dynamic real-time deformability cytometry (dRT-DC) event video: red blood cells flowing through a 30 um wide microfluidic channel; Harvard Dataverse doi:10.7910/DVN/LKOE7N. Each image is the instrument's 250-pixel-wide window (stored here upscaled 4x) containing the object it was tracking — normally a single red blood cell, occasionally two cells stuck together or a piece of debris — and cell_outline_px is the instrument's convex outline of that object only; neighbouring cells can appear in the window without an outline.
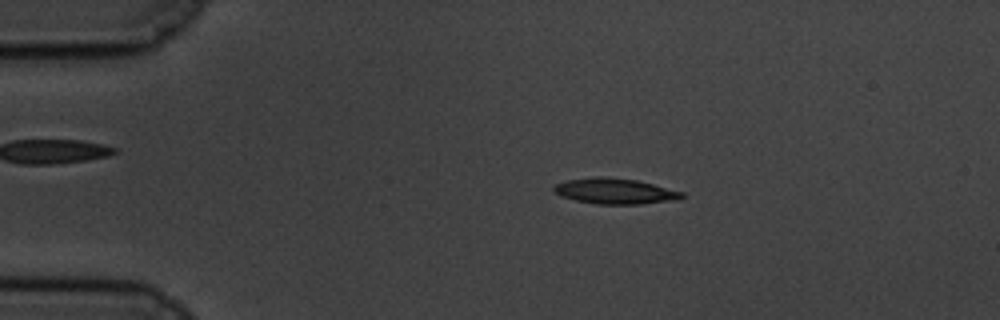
{"species": "common noctule bat (a hibernating species)", "species_latin": "Nyctalus noctula", "temperature_condition": "cold", "stored_images_in_passage": 57, "camera_frame_rate_fps": 3000, "um_per_image_px": 0.085, "animal": {"sex": "male", "body_mass_g": 19.5, "forearm_length_mm": 54.6}, "frame": {"image": 1, "passage_image": 11, "time_ms": 3.333, "image_size_px": [1000, 320], "cell_outline_px": [[684, 196], [680, 200], [640, 204], [596, 204], [576, 200], [560, 196], [552, 188], [556, 184], [568, 180], [596, 176], [604, 176], [636, 180], [684, 192]], "centroid_in_image_um": [52.3, 16.25], "position_along_channel_um": 32.7, "area_um2": 19.13}}
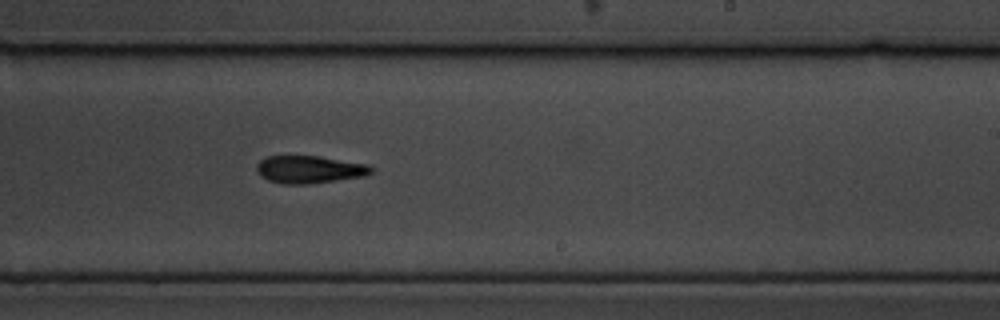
{"frame": {"image": 2, "passage_image": 35, "time_ms": 11.333, "image_size_px": [1000, 320], "cell_outline_px": [[372, 172], [364, 176], [308, 184], [280, 184], [268, 180], [260, 176], [256, 172], [256, 164], [260, 160], [268, 156], [320, 156], [368, 164], [372, 168]], "centroid_in_image_um": [26.26, 14.4], "position_along_channel_um": 262.7, "area_um2": 18.5}}
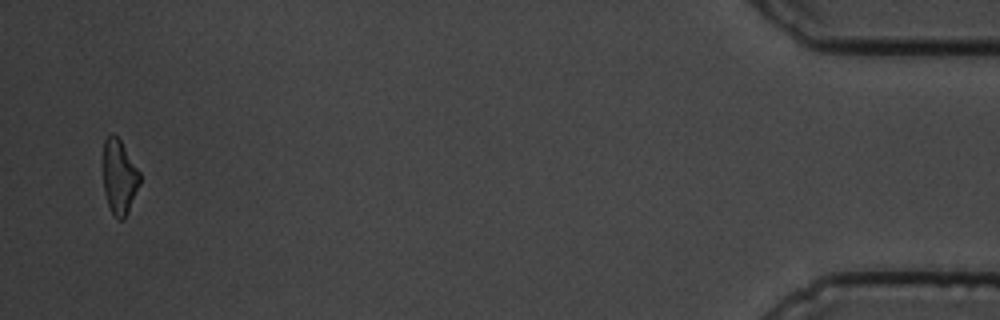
{"frame": {"image": 3, "passage_image": 56, "time_ms": 18.333, "image_size_px": [1000, 320], "cell_outline_px": [[140, 184], [128, 212], [124, 220], [116, 220], [108, 204], [104, 192], [100, 160], [104, 140], [108, 132], [112, 132], [120, 140], [140, 172]], "centroid_in_image_um": [10.08, 14.99], "position_along_channel_um": 425.1, "area_um2": 16.7}, "authors_computed_cell_mechanics": {"area_um2": 18.5538, "velocity_mm_per_s": 3.4743, "shape_relaxation_time_tau1_ms": 5.6414, "shape_relaxation_time_tau2_ms": 5.1744, "deformation_change_tau1": 0.1757, "deformation_change_tau2": 0.1469}}